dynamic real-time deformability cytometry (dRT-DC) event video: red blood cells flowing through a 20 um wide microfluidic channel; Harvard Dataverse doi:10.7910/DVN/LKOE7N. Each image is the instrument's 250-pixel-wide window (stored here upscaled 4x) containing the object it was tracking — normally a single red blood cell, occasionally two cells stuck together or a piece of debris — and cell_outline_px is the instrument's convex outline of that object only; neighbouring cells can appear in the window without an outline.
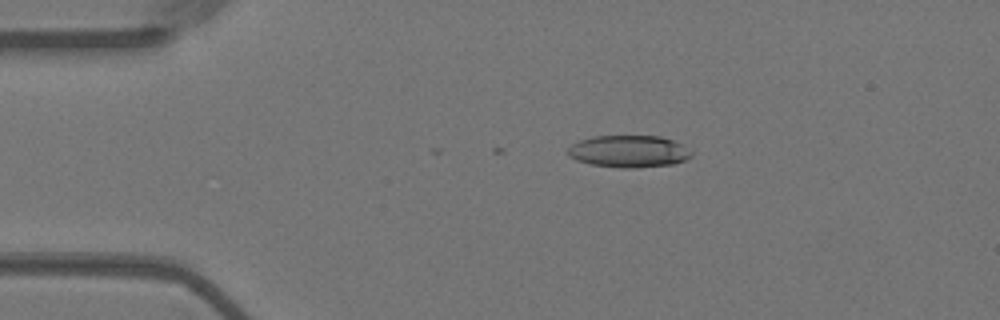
{"species": "Egyptian fruit bat (a non-hibernating species)", "species_latin": "Rousettus aegyptiacus", "temperature_condition": "warm", "stored_images_in_passage": 42, "camera_frame_rate_fps": 3000, "um_per_image_px": 0.085, "animal": {"sex": "female"}, "frame": {"image": 1, "passage_image": 11, "time_ms": 3.333, "image_size_px": [1000, 320], "cell_outline_px": [[692, 156], [684, 160], [672, 164], [636, 168], [624, 168], [588, 164], [576, 160], [568, 156], [564, 152], [572, 144], [580, 140], [592, 136], [660, 136], [684, 144], [692, 152]], "centroid_in_image_um": [53.42, 12.87], "position_along_channel_um": 31.6, "area_um2": 23.35}}
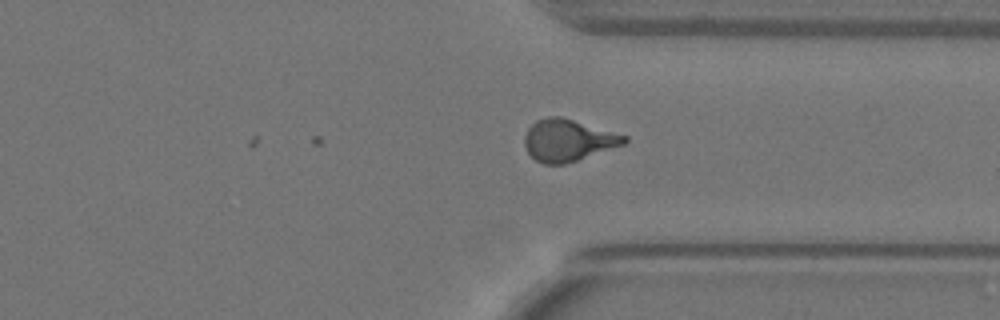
{"frame": {"image": 2, "passage_image": 42, "time_ms": 13.667, "image_size_px": [1000, 320], "cell_outline_px": [[628, 140], [624, 144], [564, 164], [544, 164], [536, 160], [528, 152], [524, 144], [524, 136], [528, 128], [536, 120], [548, 116], [560, 116], [628, 136]], "centroid_in_image_um": [48.26, 11.91], "position_along_channel_um": 363.1, "area_um2": 24.04}}